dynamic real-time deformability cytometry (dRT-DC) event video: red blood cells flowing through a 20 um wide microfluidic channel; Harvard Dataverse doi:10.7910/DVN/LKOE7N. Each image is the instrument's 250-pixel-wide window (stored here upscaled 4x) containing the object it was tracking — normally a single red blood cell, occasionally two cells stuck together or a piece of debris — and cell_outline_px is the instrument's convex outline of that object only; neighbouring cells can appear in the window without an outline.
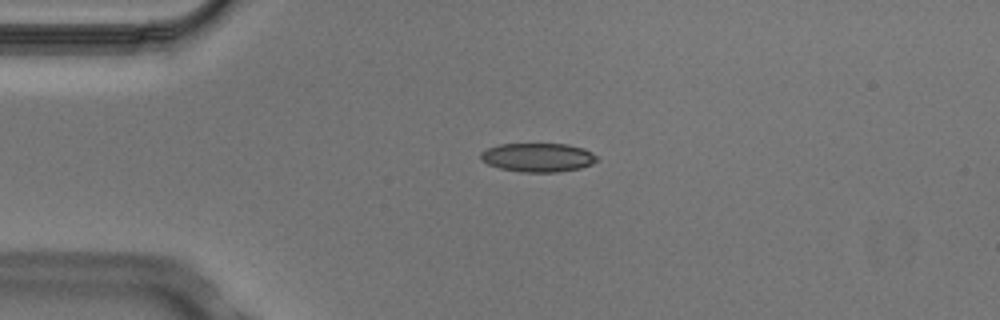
{"species": "Egyptian fruit bat (a non-hibernating species)", "species_latin": "Rousettus aegyptiacus", "temperature_condition": "cold", "stored_images_in_passage": 3, "camera_frame_rate_fps": 3000, "um_per_image_px": 0.085, "animal": {"sex": "male"}, "frame": {"image": 1, "passage_image": 2, "time_ms": 0.333, "image_size_px": [1000, 320], "cell_outline_px": [[600, 160], [592, 164], [580, 168], [556, 172], [520, 172], [500, 168], [488, 164], [480, 160], [480, 152], [488, 148], [500, 144], [568, 144], [584, 148], [592, 152]], "centroid_in_image_um": [45.73, 13.38], "position_along_channel_um": 39.3, "area_um2": 19.65}}